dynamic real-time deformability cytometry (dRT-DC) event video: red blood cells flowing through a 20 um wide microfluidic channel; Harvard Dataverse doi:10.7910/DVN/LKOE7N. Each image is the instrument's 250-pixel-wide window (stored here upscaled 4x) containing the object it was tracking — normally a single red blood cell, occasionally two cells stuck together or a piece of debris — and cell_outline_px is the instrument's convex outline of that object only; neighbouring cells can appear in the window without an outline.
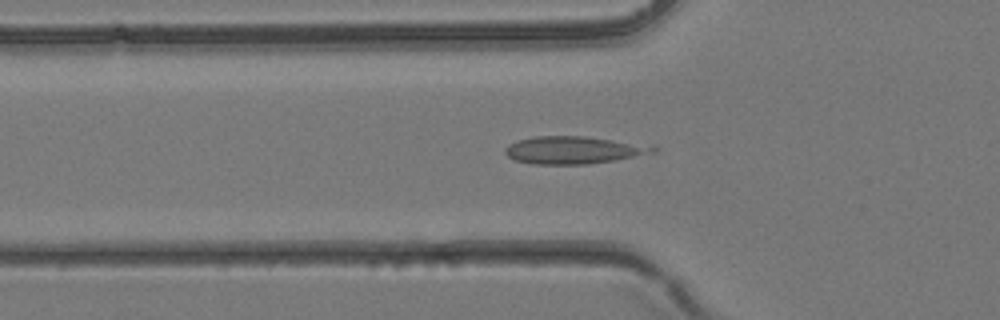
{"species": "common noctule bat (a hibernating species)", "species_latin": "Nyctalus noctula", "temperature_condition": "room temperature", "stored_images_in_passage": 13, "camera_frame_rate_fps": 3000, "um_per_image_px": 0.085, "animal": {"sex": "female", "body_mass_g": 24.6, "forearm_length_mm": 56.2}, "frame": {"image": 1, "passage_image": 7, "time_ms": 2.0, "image_size_px": [1000, 320], "cell_outline_px": [[656, 152], [612, 160], [588, 164], [532, 164], [516, 160], [508, 156], [504, 152], [504, 148], [508, 144], [516, 140], [532, 136], [584, 136], [652, 144], [656, 148]], "centroid_in_image_um": [48.74, 12.74], "position_along_channel_um": 77.1, "area_um2": 23.87}}
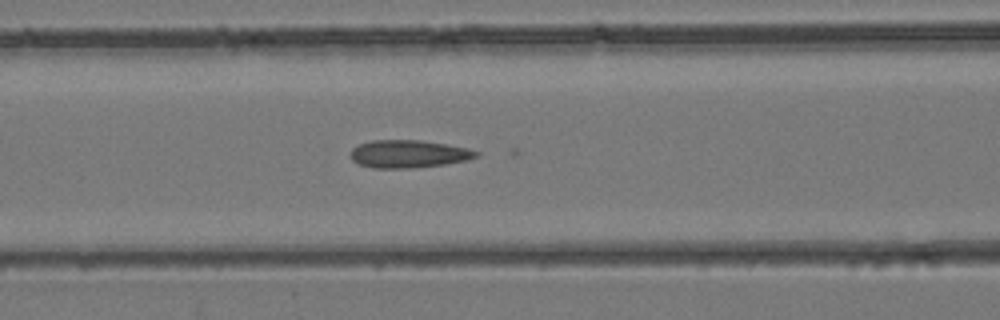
{"frame": {"image": 2, "passage_image": 10, "time_ms": 3.0, "image_size_px": [1000, 320], "cell_outline_px": [[480, 152], [476, 156], [468, 160], [444, 164], [412, 168], [372, 168], [360, 164], [352, 160], [352, 148], [360, 144], [372, 140], [420, 140], [468, 148]], "centroid_in_image_um": [34.73, 13.08], "position_along_channel_um": 131.9, "area_um2": 20.11}}
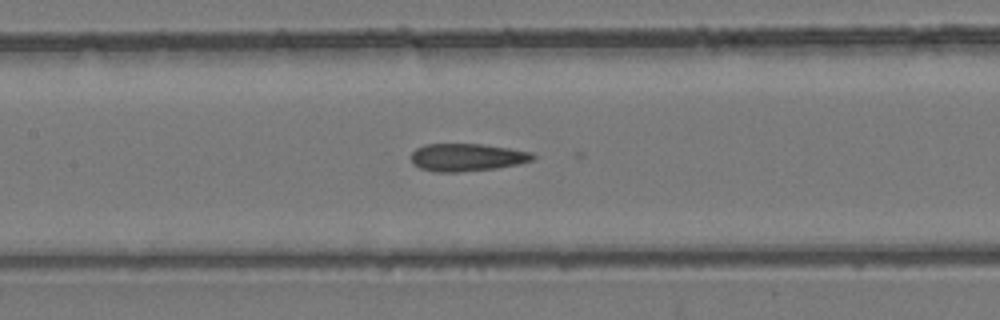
{"frame": {"image": 3, "passage_image": 12, "time_ms": 3.667, "image_size_px": [1000, 320], "cell_outline_px": [[536, 156], [532, 160], [516, 164], [496, 168], [460, 172], [436, 172], [420, 168], [412, 164], [412, 152], [416, 148], [428, 144], [480, 144], [508, 148], [532, 152]], "centroid_in_image_um": [39.67, 13.37], "position_along_channel_um": 167.7, "area_um2": 19.48}}